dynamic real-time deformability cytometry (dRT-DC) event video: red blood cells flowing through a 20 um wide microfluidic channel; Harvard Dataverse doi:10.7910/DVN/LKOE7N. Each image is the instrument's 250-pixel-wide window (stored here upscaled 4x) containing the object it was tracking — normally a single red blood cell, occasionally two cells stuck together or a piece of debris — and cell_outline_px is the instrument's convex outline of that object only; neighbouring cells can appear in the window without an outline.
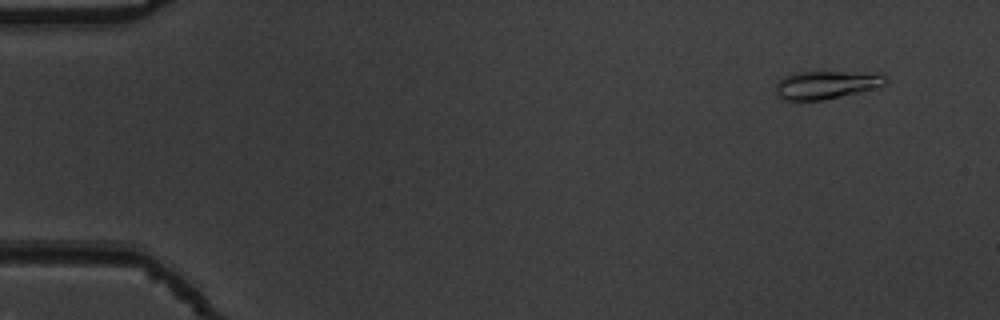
{"species": "common noctule bat (a hibernating species)", "species_latin": "Nyctalus noctula", "temperature_condition": "warm", "stored_images_in_passage": 54, "camera_frame_rate_fps": 3000, "um_per_image_px": 0.085, "animal": {"sex": "male", "body_mass_g": 19.5, "forearm_length_mm": 54.6}, "frame": {"image": 1, "passage_image": 5, "time_ms": 1.333, "image_size_px": [1000, 320], "cell_outline_px": [[888, 80], [880, 88], [824, 100], [784, 100], [776, 96], [776, 84], [784, 76], [796, 72], [880, 72], [888, 76]], "centroid_in_image_um": [70.32, 7.2], "position_along_channel_um": 14.7, "area_um2": 18.44}}
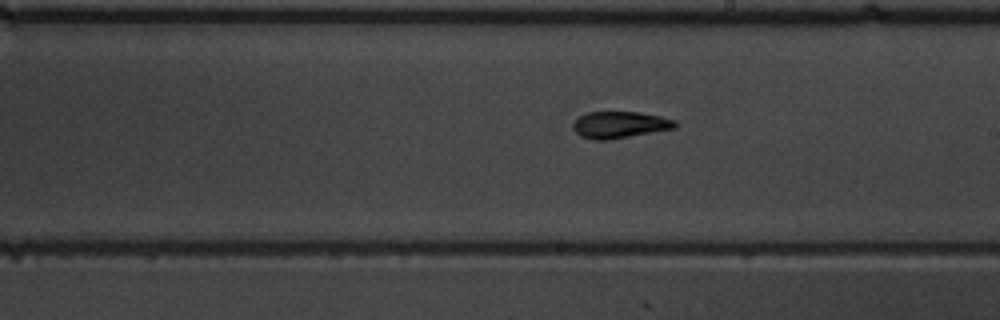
{"frame": {"image": 2, "passage_image": 32, "time_ms": 10.333, "image_size_px": [1000, 320], "cell_outline_px": [[676, 128], [608, 140], [592, 140], [580, 136], [572, 128], [572, 124], [580, 116], [588, 112], [640, 112], [660, 116], [676, 120]], "centroid_in_image_um": [52.67, 10.61], "position_along_channel_um": 236.3, "area_um2": 15.9}}
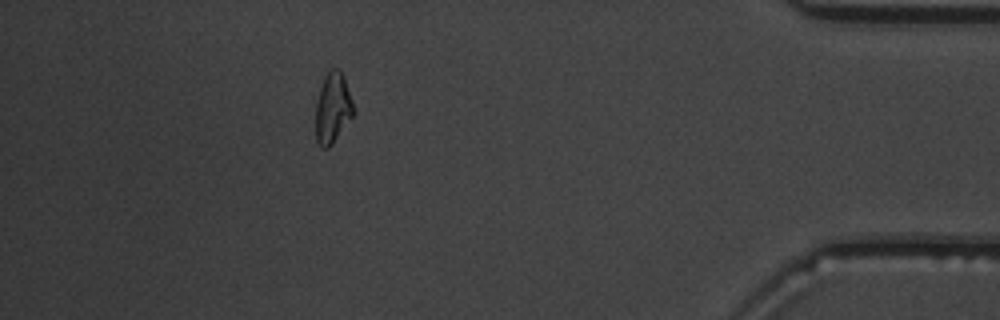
{"frame": {"image": 3, "passage_image": 49, "time_ms": 16.0, "image_size_px": [1000, 320], "cell_outline_px": [[356, 112], [332, 144], [328, 148], [324, 148], [316, 140], [316, 104], [320, 88], [324, 76], [332, 68], [340, 68], [344, 76]], "centroid_in_image_um": [28.3, 9.16], "position_along_channel_um": 406.9, "area_um2": 15.55}, "authors_computed_cell_mechanics": {"area_um2": 15.8372, "velocity_mm_per_s": 3.8212, "shape_relaxation_time_tau1_ms": 4.7396, "shape_relaxation_time_tau2_ms": 1.775, "deformation_change_tau1": 0.2016, "deformation_change_tau2": 0.0823}}